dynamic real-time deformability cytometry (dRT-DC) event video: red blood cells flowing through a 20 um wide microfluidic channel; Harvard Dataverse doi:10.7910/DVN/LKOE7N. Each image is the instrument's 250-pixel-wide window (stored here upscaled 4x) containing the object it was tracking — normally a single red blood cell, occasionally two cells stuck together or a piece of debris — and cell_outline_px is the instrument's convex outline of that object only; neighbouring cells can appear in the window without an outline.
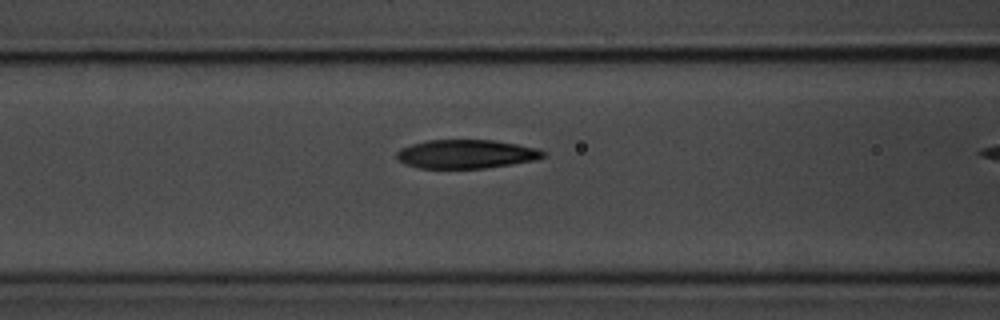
{"species": "common noctule bat (a hibernating species)", "species_latin": "Nyctalus noctula", "temperature_condition": "room temperature", "stored_images_in_passage": 11, "camera_frame_rate_fps": 3000, "um_per_image_px": 0.085, "animal": {"sex": "male", "body_mass_g": 20.1, "forearm_length_mm": 53.5}, "frame": {"image": 1, "passage_image": 10, "time_ms": 3.0, "image_size_px": [1000, 320], "cell_outline_px": [[548, 156], [536, 160], [512, 164], [484, 168], [420, 168], [404, 164], [396, 156], [396, 152], [400, 148], [412, 144], [428, 140], [492, 140], [516, 144], [536, 148], [544, 152]], "centroid_in_image_um": [39.63, 13.09], "position_along_channel_um": 127.0, "area_um2": 24.51}}